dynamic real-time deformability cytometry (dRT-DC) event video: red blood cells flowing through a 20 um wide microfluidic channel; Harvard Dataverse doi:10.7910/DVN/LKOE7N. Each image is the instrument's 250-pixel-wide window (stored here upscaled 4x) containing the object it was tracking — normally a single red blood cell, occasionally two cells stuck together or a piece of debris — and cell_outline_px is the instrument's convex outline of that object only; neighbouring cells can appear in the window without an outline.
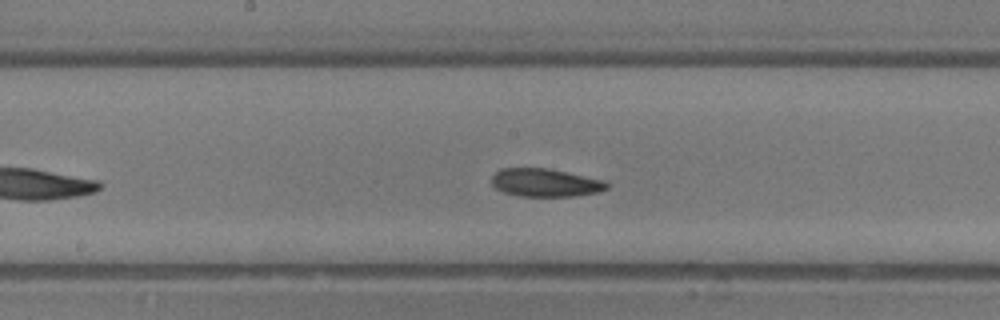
{"species": "common noctule bat (a hibernating species)", "species_latin": "Nyctalus noctula", "temperature_condition": "room temperature", "stored_images_in_passage": 30, "camera_frame_rate_fps": 3000, "um_per_image_px": 0.085, "animal": {"sex": "male", "body_mass_g": 13.3}, "frame": {"image": 1, "passage_image": 13, "time_ms": 4.0, "image_size_px": [1000, 320], "cell_outline_px": [[608, 188], [600, 192], [576, 196], [520, 196], [504, 192], [496, 188], [492, 184], [492, 176], [500, 168], [548, 168], [608, 180]], "centroid_in_image_um": [46.41, 15.52], "position_along_channel_um": 201.8, "area_um2": 19.07}, "authors_computed_cell_mechanics": {"area_um2": 19.4208, "velocity_mm_per_s": 4.7757, "shape_relaxation_time_tau1_ms": 4.8721, "shape_relaxation_time_tau2_ms": null, "deformation_change_tau1": 0.1395, "deformation_change_tau2": null}}